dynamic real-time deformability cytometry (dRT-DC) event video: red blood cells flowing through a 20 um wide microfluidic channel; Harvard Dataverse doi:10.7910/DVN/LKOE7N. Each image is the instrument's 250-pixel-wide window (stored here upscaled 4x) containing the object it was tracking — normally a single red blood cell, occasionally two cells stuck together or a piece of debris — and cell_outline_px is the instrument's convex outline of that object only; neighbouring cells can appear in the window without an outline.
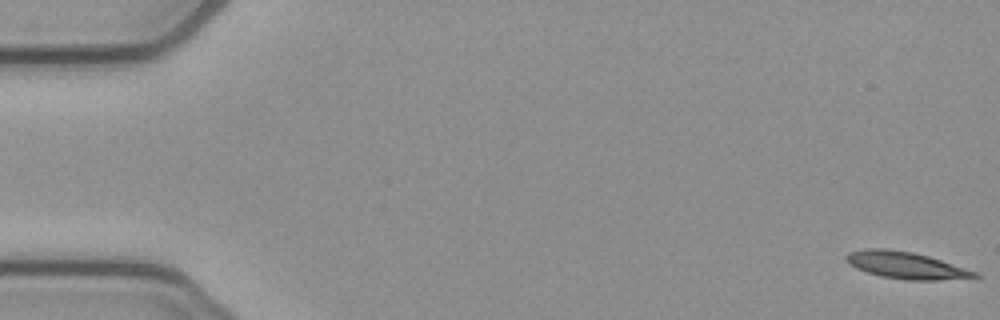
{"species": "common noctule bat (a hibernating species)", "species_latin": "Nyctalus noctula", "temperature_condition": "cold", "stored_images_in_passage": 17, "camera_frame_rate_fps": 3000, "um_per_image_px": 0.085, "animal": {"sex": "female", "body_mass_g": 21.9}, "frame": {"image": 1, "passage_image": 1, "time_ms": 0.0, "image_size_px": [1000, 320], "cell_outline_px": [[980, 276], [940, 280], [904, 280], [880, 276], [856, 268], [844, 256], [848, 252], [868, 248], [884, 248], [912, 252], [928, 256], [980, 272]], "centroid_in_image_um": [77.03, 22.55], "position_along_channel_um": 8.0, "area_um2": 20.0}}